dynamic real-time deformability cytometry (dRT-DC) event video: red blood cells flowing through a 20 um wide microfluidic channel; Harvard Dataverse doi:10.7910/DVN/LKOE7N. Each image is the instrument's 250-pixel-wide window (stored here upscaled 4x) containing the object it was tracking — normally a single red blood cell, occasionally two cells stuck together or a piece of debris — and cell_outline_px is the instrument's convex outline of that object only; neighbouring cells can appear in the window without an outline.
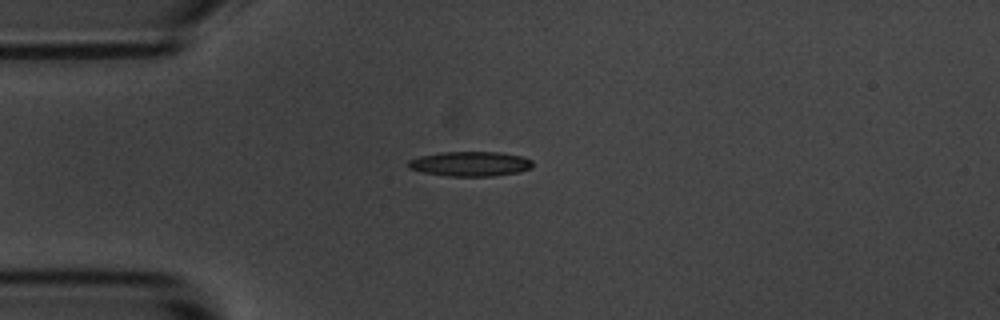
{"species": "common noctule bat (a hibernating species)", "species_latin": "Nyctalus noctula", "temperature_condition": "room temperature", "stored_images_in_passage": 2, "camera_frame_rate_fps": 3000, "um_per_image_px": 0.085, "animal": {"sex": "male", "body_mass_g": 20.1, "forearm_length_mm": 53.5}, "frame": {"image": 1, "passage_image": 1, "time_ms": 0.0, "image_size_px": [1000, 320], "cell_outline_px": [[532, 168], [520, 172], [492, 176], [448, 176], [424, 172], [408, 168], [408, 160], [420, 156], [440, 152], [500, 152], [520, 156], [532, 160]], "centroid_in_image_um": [39.98, 13.92], "position_along_channel_um": 45.0, "area_um2": 17.92}}
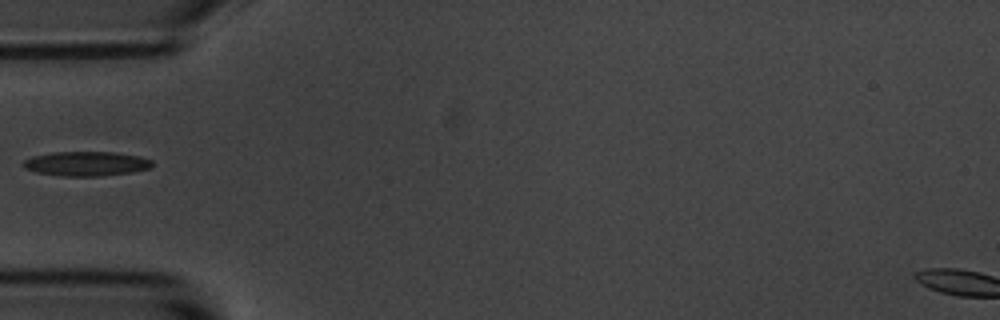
{"frame": {"image": 2, "passage_image": 2, "time_ms": 0.333, "image_size_px": [1000, 320], "cell_outline_px": [[152, 164], [148, 168], [128, 172], [100, 176], [64, 176], [36, 172], [24, 168], [24, 160], [32, 156], [56, 152], [116, 152], [140, 156], [152, 160]], "centroid_in_image_um": [7.32, 13.9], "position_along_channel_um": 77.7, "area_um2": 18.15}}